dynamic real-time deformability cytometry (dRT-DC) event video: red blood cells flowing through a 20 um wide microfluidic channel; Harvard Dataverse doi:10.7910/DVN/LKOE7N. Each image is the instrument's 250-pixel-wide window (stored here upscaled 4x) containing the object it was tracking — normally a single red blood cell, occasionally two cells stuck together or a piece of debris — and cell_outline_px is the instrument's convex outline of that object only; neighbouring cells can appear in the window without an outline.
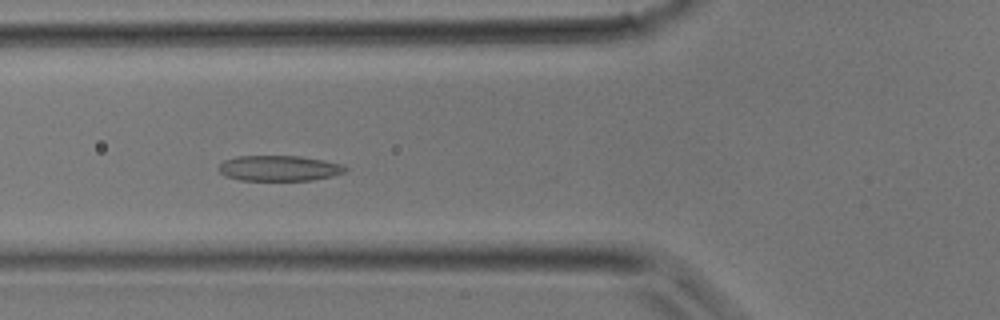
{"species": "common noctule bat (a hibernating species)", "species_latin": "Nyctalus noctula", "temperature_condition": "room temperature", "stored_images_in_passage": 36, "segment_of_instrument_passage": [1, 2], "camera_frame_rate_fps": 3000, "um_per_image_px": 0.085, "animal": {"sex": "male", "body_mass_g": 17.9}, "frame": {"image": 1, "passage_image": 13, "time_ms": 4.0, "image_size_px": [1000, 320], "cell_outline_px": [[348, 168], [344, 172], [332, 176], [312, 180], [240, 180], [228, 176], [220, 172], [216, 168], [224, 160], [236, 156], [300, 156], [324, 160], [344, 164]], "centroid_in_image_um": [23.74, 14.29], "position_along_channel_um": 102.1, "area_um2": 18.84}}
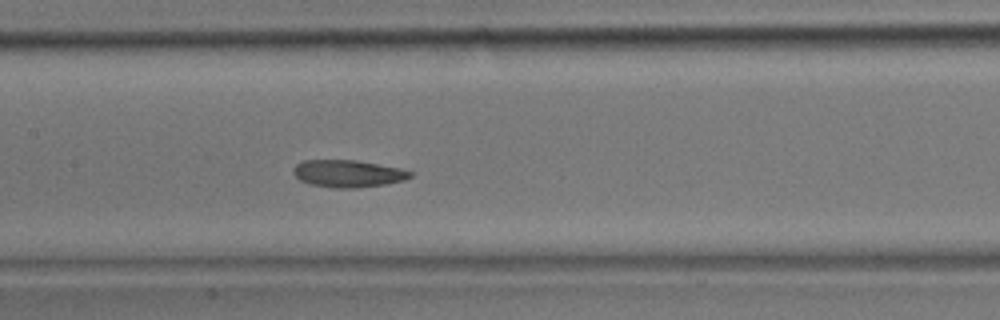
{"frame": {"image": 2, "passage_image": 17, "time_ms": 5.333, "image_size_px": [1000, 320], "cell_outline_px": [[412, 176], [404, 180], [384, 184], [356, 188], [336, 188], [312, 184], [300, 180], [292, 172], [292, 168], [296, 164], [304, 160], [356, 160], [400, 168], [412, 172]], "centroid_in_image_um": [29.56, 14.75], "position_along_channel_um": 177.8, "area_um2": 18.44}}
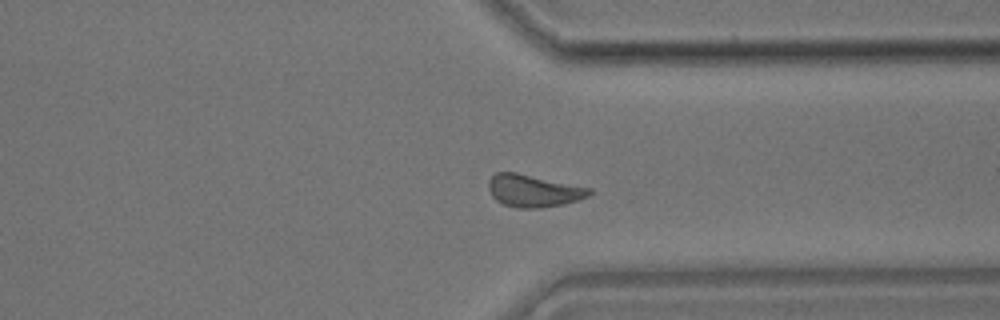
{"frame": {"image": 3, "passage_image": 27, "time_ms": 8.667, "image_size_px": [1000, 320], "cell_outline_px": [[592, 192], [588, 196], [564, 204], [540, 208], [516, 208], [504, 204], [496, 200], [492, 196], [488, 188], [488, 180], [496, 172], [516, 172], [592, 188]], "centroid_in_image_um": [45.33, 16.21], "position_along_channel_um": 366.1, "area_um2": 19.02}}